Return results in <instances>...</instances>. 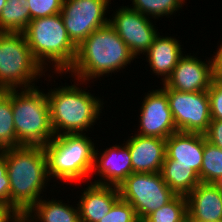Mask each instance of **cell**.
<instances>
[{
  "label": "cell",
  "instance_id": "obj_1",
  "mask_svg": "<svg viewBox=\"0 0 222 222\" xmlns=\"http://www.w3.org/2000/svg\"><path fill=\"white\" fill-rule=\"evenodd\" d=\"M134 58L136 57L109 23L93 31L77 47L75 61L67 72H71L79 84H84L92 78L119 72L131 64Z\"/></svg>",
  "mask_w": 222,
  "mask_h": 222
},
{
  "label": "cell",
  "instance_id": "obj_2",
  "mask_svg": "<svg viewBox=\"0 0 222 222\" xmlns=\"http://www.w3.org/2000/svg\"><path fill=\"white\" fill-rule=\"evenodd\" d=\"M10 180L11 206L25 214L43 196L49 175L43 146H19L5 149Z\"/></svg>",
  "mask_w": 222,
  "mask_h": 222
},
{
  "label": "cell",
  "instance_id": "obj_3",
  "mask_svg": "<svg viewBox=\"0 0 222 222\" xmlns=\"http://www.w3.org/2000/svg\"><path fill=\"white\" fill-rule=\"evenodd\" d=\"M77 85L51 88L46 93L50 121L55 136L63 134H84L102 113L103 102Z\"/></svg>",
  "mask_w": 222,
  "mask_h": 222
},
{
  "label": "cell",
  "instance_id": "obj_4",
  "mask_svg": "<svg viewBox=\"0 0 222 222\" xmlns=\"http://www.w3.org/2000/svg\"><path fill=\"white\" fill-rule=\"evenodd\" d=\"M23 33L43 69L49 62L55 67L54 73H67L75 61L77 47L69 39L60 13L32 19Z\"/></svg>",
  "mask_w": 222,
  "mask_h": 222
},
{
  "label": "cell",
  "instance_id": "obj_5",
  "mask_svg": "<svg viewBox=\"0 0 222 222\" xmlns=\"http://www.w3.org/2000/svg\"><path fill=\"white\" fill-rule=\"evenodd\" d=\"M12 110L16 147L45 146L55 137L48 98L39 88L12 89Z\"/></svg>",
  "mask_w": 222,
  "mask_h": 222
},
{
  "label": "cell",
  "instance_id": "obj_6",
  "mask_svg": "<svg viewBox=\"0 0 222 222\" xmlns=\"http://www.w3.org/2000/svg\"><path fill=\"white\" fill-rule=\"evenodd\" d=\"M85 134L55 136L43 146L50 180L74 183L92 174L96 146Z\"/></svg>",
  "mask_w": 222,
  "mask_h": 222
},
{
  "label": "cell",
  "instance_id": "obj_7",
  "mask_svg": "<svg viewBox=\"0 0 222 222\" xmlns=\"http://www.w3.org/2000/svg\"><path fill=\"white\" fill-rule=\"evenodd\" d=\"M44 73L24 33L0 32V90L35 87L32 82Z\"/></svg>",
  "mask_w": 222,
  "mask_h": 222
},
{
  "label": "cell",
  "instance_id": "obj_8",
  "mask_svg": "<svg viewBox=\"0 0 222 222\" xmlns=\"http://www.w3.org/2000/svg\"><path fill=\"white\" fill-rule=\"evenodd\" d=\"M120 197L135 209L139 221L170 202L176 194L163 180L161 172L129 175L118 187Z\"/></svg>",
  "mask_w": 222,
  "mask_h": 222
},
{
  "label": "cell",
  "instance_id": "obj_9",
  "mask_svg": "<svg viewBox=\"0 0 222 222\" xmlns=\"http://www.w3.org/2000/svg\"><path fill=\"white\" fill-rule=\"evenodd\" d=\"M163 86L177 131L205 134L211 123L208 91L182 92Z\"/></svg>",
  "mask_w": 222,
  "mask_h": 222
},
{
  "label": "cell",
  "instance_id": "obj_10",
  "mask_svg": "<svg viewBox=\"0 0 222 222\" xmlns=\"http://www.w3.org/2000/svg\"><path fill=\"white\" fill-rule=\"evenodd\" d=\"M110 1L64 0L60 14L67 35L76 47L93 31L109 24L105 14Z\"/></svg>",
  "mask_w": 222,
  "mask_h": 222
},
{
  "label": "cell",
  "instance_id": "obj_11",
  "mask_svg": "<svg viewBox=\"0 0 222 222\" xmlns=\"http://www.w3.org/2000/svg\"><path fill=\"white\" fill-rule=\"evenodd\" d=\"M115 13L109 18L110 25L135 57L141 53L144 55L159 33L150 17L127 6H121Z\"/></svg>",
  "mask_w": 222,
  "mask_h": 222
},
{
  "label": "cell",
  "instance_id": "obj_12",
  "mask_svg": "<svg viewBox=\"0 0 222 222\" xmlns=\"http://www.w3.org/2000/svg\"><path fill=\"white\" fill-rule=\"evenodd\" d=\"M149 92L140 107L138 133L142 136L167 139L177 132L167 95L161 88Z\"/></svg>",
  "mask_w": 222,
  "mask_h": 222
},
{
  "label": "cell",
  "instance_id": "obj_13",
  "mask_svg": "<svg viewBox=\"0 0 222 222\" xmlns=\"http://www.w3.org/2000/svg\"><path fill=\"white\" fill-rule=\"evenodd\" d=\"M213 80V61L183 55L163 85L182 92L207 91Z\"/></svg>",
  "mask_w": 222,
  "mask_h": 222
},
{
  "label": "cell",
  "instance_id": "obj_14",
  "mask_svg": "<svg viewBox=\"0 0 222 222\" xmlns=\"http://www.w3.org/2000/svg\"><path fill=\"white\" fill-rule=\"evenodd\" d=\"M123 146V147H122ZM114 145L106 148L99 156L98 149L95 150L92 174L100 179L93 183L119 187L120 184L133 173L131 155L126 144ZM103 180V181H102Z\"/></svg>",
  "mask_w": 222,
  "mask_h": 222
},
{
  "label": "cell",
  "instance_id": "obj_15",
  "mask_svg": "<svg viewBox=\"0 0 222 222\" xmlns=\"http://www.w3.org/2000/svg\"><path fill=\"white\" fill-rule=\"evenodd\" d=\"M205 134L177 131L166 139L163 165L190 166L200 173L203 162Z\"/></svg>",
  "mask_w": 222,
  "mask_h": 222
},
{
  "label": "cell",
  "instance_id": "obj_16",
  "mask_svg": "<svg viewBox=\"0 0 222 222\" xmlns=\"http://www.w3.org/2000/svg\"><path fill=\"white\" fill-rule=\"evenodd\" d=\"M125 144L129 148L133 172H161L166 156V139L142 136L137 133Z\"/></svg>",
  "mask_w": 222,
  "mask_h": 222
},
{
  "label": "cell",
  "instance_id": "obj_17",
  "mask_svg": "<svg viewBox=\"0 0 222 222\" xmlns=\"http://www.w3.org/2000/svg\"><path fill=\"white\" fill-rule=\"evenodd\" d=\"M186 198L188 221H222V193L213 183L200 182Z\"/></svg>",
  "mask_w": 222,
  "mask_h": 222
},
{
  "label": "cell",
  "instance_id": "obj_18",
  "mask_svg": "<svg viewBox=\"0 0 222 222\" xmlns=\"http://www.w3.org/2000/svg\"><path fill=\"white\" fill-rule=\"evenodd\" d=\"M82 193L78 204L80 222H100L120 198L116 186L98 185L93 182Z\"/></svg>",
  "mask_w": 222,
  "mask_h": 222
},
{
  "label": "cell",
  "instance_id": "obj_19",
  "mask_svg": "<svg viewBox=\"0 0 222 222\" xmlns=\"http://www.w3.org/2000/svg\"><path fill=\"white\" fill-rule=\"evenodd\" d=\"M179 40L173 37H163L159 34L155 37L153 44L144 53L150 68L155 75L163 76V84L170 77L177 62L184 55Z\"/></svg>",
  "mask_w": 222,
  "mask_h": 222
},
{
  "label": "cell",
  "instance_id": "obj_20",
  "mask_svg": "<svg viewBox=\"0 0 222 222\" xmlns=\"http://www.w3.org/2000/svg\"><path fill=\"white\" fill-rule=\"evenodd\" d=\"M62 202L41 198L24 215L32 222H80L78 206L74 208Z\"/></svg>",
  "mask_w": 222,
  "mask_h": 222
},
{
  "label": "cell",
  "instance_id": "obj_21",
  "mask_svg": "<svg viewBox=\"0 0 222 222\" xmlns=\"http://www.w3.org/2000/svg\"><path fill=\"white\" fill-rule=\"evenodd\" d=\"M161 174L176 195L187 196L201 182L199 174L190 166L162 165Z\"/></svg>",
  "mask_w": 222,
  "mask_h": 222
},
{
  "label": "cell",
  "instance_id": "obj_22",
  "mask_svg": "<svg viewBox=\"0 0 222 222\" xmlns=\"http://www.w3.org/2000/svg\"><path fill=\"white\" fill-rule=\"evenodd\" d=\"M30 21L28 0H7L0 14V32L23 33Z\"/></svg>",
  "mask_w": 222,
  "mask_h": 222
},
{
  "label": "cell",
  "instance_id": "obj_23",
  "mask_svg": "<svg viewBox=\"0 0 222 222\" xmlns=\"http://www.w3.org/2000/svg\"><path fill=\"white\" fill-rule=\"evenodd\" d=\"M16 147L12 90H0V150Z\"/></svg>",
  "mask_w": 222,
  "mask_h": 222
},
{
  "label": "cell",
  "instance_id": "obj_24",
  "mask_svg": "<svg viewBox=\"0 0 222 222\" xmlns=\"http://www.w3.org/2000/svg\"><path fill=\"white\" fill-rule=\"evenodd\" d=\"M187 218V198L184 195H176L170 202L149 214L142 222H184Z\"/></svg>",
  "mask_w": 222,
  "mask_h": 222
},
{
  "label": "cell",
  "instance_id": "obj_25",
  "mask_svg": "<svg viewBox=\"0 0 222 222\" xmlns=\"http://www.w3.org/2000/svg\"><path fill=\"white\" fill-rule=\"evenodd\" d=\"M220 176H222V149L207 141L205 136L199 179L204 183H213Z\"/></svg>",
  "mask_w": 222,
  "mask_h": 222
},
{
  "label": "cell",
  "instance_id": "obj_26",
  "mask_svg": "<svg viewBox=\"0 0 222 222\" xmlns=\"http://www.w3.org/2000/svg\"><path fill=\"white\" fill-rule=\"evenodd\" d=\"M131 9L153 19L171 16L183 7L185 0H131ZM183 4V5H182Z\"/></svg>",
  "mask_w": 222,
  "mask_h": 222
},
{
  "label": "cell",
  "instance_id": "obj_27",
  "mask_svg": "<svg viewBox=\"0 0 222 222\" xmlns=\"http://www.w3.org/2000/svg\"><path fill=\"white\" fill-rule=\"evenodd\" d=\"M100 222H139V219L132 205L120 197Z\"/></svg>",
  "mask_w": 222,
  "mask_h": 222
},
{
  "label": "cell",
  "instance_id": "obj_28",
  "mask_svg": "<svg viewBox=\"0 0 222 222\" xmlns=\"http://www.w3.org/2000/svg\"><path fill=\"white\" fill-rule=\"evenodd\" d=\"M30 17L32 19L43 18L59 14L64 0H28Z\"/></svg>",
  "mask_w": 222,
  "mask_h": 222
},
{
  "label": "cell",
  "instance_id": "obj_29",
  "mask_svg": "<svg viewBox=\"0 0 222 222\" xmlns=\"http://www.w3.org/2000/svg\"><path fill=\"white\" fill-rule=\"evenodd\" d=\"M208 91L211 120L222 121V81L213 79Z\"/></svg>",
  "mask_w": 222,
  "mask_h": 222
},
{
  "label": "cell",
  "instance_id": "obj_30",
  "mask_svg": "<svg viewBox=\"0 0 222 222\" xmlns=\"http://www.w3.org/2000/svg\"><path fill=\"white\" fill-rule=\"evenodd\" d=\"M0 203L11 205L10 180L7 174L5 149L0 150Z\"/></svg>",
  "mask_w": 222,
  "mask_h": 222
},
{
  "label": "cell",
  "instance_id": "obj_31",
  "mask_svg": "<svg viewBox=\"0 0 222 222\" xmlns=\"http://www.w3.org/2000/svg\"><path fill=\"white\" fill-rule=\"evenodd\" d=\"M205 136L207 141L222 149V121L211 120Z\"/></svg>",
  "mask_w": 222,
  "mask_h": 222
},
{
  "label": "cell",
  "instance_id": "obj_32",
  "mask_svg": "<svg viewBox=\"0 0 222 222\" xmlns=\"http://www.w3.org/2000/svg\"><path fill=\"white\" fill-rule=\"evenodd\" d=\"M22 214L6 203H0V222H15Z\"/></svg>",
  "mask_w": 222,
  "mask_h": 222
},
{
  "label": "cell",
  "instance_id": "obj_33",
  "mask_svg": "<svg viewBox=\"0 0 222 222\" xmlns=\"http://www.w3.org/2000/svg\"><path fill=\"white\" fill-rule=\"evenodd\" d=\"M213 57V79L222 81V43Z\"/></svg>",
  "mask_w": 222,
  "mask_h": 222
},
{
  "label": "cell",
  "instance_id": "obj_34",
  "mask_svg": "<svg viewBox=\"0 0 222 222\" xmlns=\"http://www.w3.org/2000/svg\"><path fill=\"white\" fill-rule=\"evenodd\" d=\"M213 184L222 193V176H220L215 182H213Z\"/></svg>",
  "mask_w": 222,
  "mask_h": 222
},
{
  "label": "cell",
  "instance_id": "obj_35",
  "mask_svg": "<svg viewBox=\"0 0 222 222\" xmlns=\"http://www.w3.org/2000/svg\"><path fill=\"white\" fill-rule=\"evenodd\" d=\"M15 222H31V220L22 214Z\"/></svg>",
  "mask_w": 222,
  "mask_h": 222
},
{
  "label": "cell",
  "instance_id": "obj_36",
  "mask_svg": "<svg viewBox=\"0 0 222 222\" xmlns=\"http://www.w3.org/2000/svg\"><path fill=\"white\" fill-rule=\"evenodd\" d=\"M7 0H0V14H1V11L3 9V7L5 6Z\"/></svg>",
  "mask_w": 222,
  "mask_h": 222
},
{
  "label": "cell",
  "instance_id": "obj_37",
  "mask_svg": "<svg viewBox=\"0 0 222 222\" xmlns=\"http://www.w3.org/2000/svg\"><path fill=\"white\" fill-rule=\"evenodd\" d=\"M189 222H206V221H189ZM218 222H222V221H218Z\"/></svg>",
  "mask_w": 222,
  "mask_h": 222
}]
</instances>
